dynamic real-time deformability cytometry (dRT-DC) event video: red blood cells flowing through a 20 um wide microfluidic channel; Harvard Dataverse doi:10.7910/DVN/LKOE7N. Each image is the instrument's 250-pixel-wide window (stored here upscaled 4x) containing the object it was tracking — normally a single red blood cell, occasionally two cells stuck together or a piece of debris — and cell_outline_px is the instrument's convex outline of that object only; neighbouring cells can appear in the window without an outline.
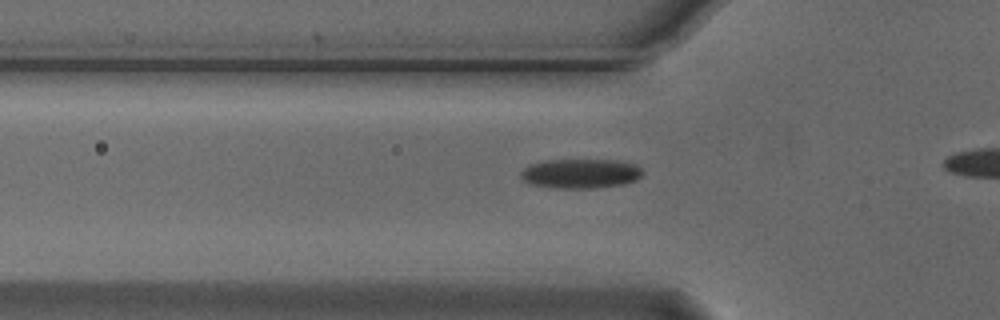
{"species": "Egyptian fruit bat (a non-hibernating species)", "species_latin": "Rousettus aegyptiacus", "temperature_condition": "cold", "stored_images_in_passage": 11, "camera_frame_rate_fps": 3000, "um_per_image_px": 0.085, "animal": {"sex": "male"}, "frame": {"image": 1, "passage_image": 5, "time_ms": 1.333, "image_size_px": [1000, 320], "cell_outline_px": [[644, 172], [636, 180], [624, 184], [596, 188], [552, 188], [528, 184], [520, 176], [520, 172], [528, 164], [544, 160], [620, 160], [636, 164]], "centroid_in_image_um": [49.33, 14.75], "position_along_channel_um": 76.5, "area_um2": 21.27}}
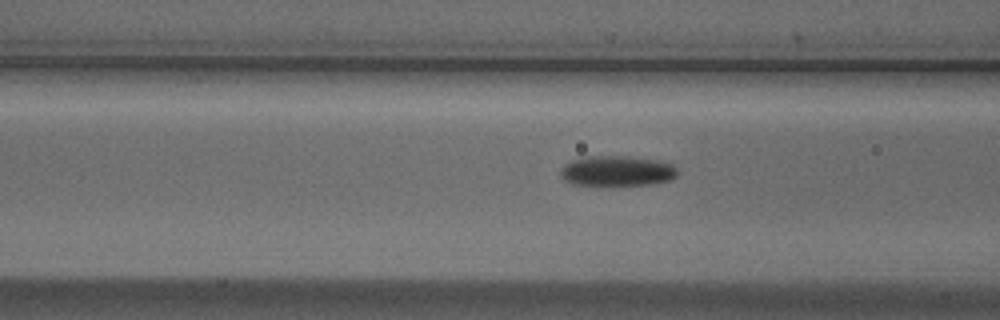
{"frame": {"image": 2, "passage_image": 8, "time_ms": 2.333, "image_size_px": [1000, 320], "cell_outline_px": [[676, 176], [672, 180], [652, 184], [568, 184], [560, 176], [560, 168], [564, 164], [572, 160], [588, 156], [620, 156], [660, 160], [672, 164], [676, 168]], "centroid_in_image_um": [52.42, 14.52], "position_along_channel_um": 114.2, "area_um2": 20.52}}